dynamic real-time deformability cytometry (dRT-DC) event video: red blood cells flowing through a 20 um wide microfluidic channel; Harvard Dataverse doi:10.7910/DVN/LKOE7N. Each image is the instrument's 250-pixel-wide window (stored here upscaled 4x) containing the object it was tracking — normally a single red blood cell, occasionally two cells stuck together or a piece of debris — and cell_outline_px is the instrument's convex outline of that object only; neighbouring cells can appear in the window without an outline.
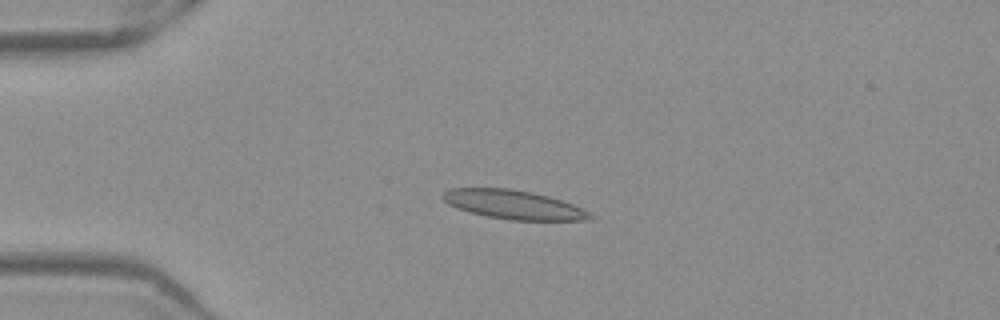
{"species": "Egyptian fruit bat (a non-hibernating species)", "species_latin": "Rousettus aegyptiacus", "temperature_condition": "warm", "stored_images_in_passage": 52, "camera_frame_rate_fps": 3000, "um_per_image_px": 0.085, "frame": {"image": 1, "passage_image": 13, "time_ms": 4.0, "image_size_px": [1000, 320], "cell_outline_px": [[596, 216], [588, 220], [508, 220], [488, 216], [456, 208], [448, 204], [440, 196], [444, 192], [452, 188], [508, 188], [532, 192], [548, 196], [584, 208]], "centroid_in_image_um": [43.67, 17.39], "position_along_channel_um": 41.3, "area_um2": 24.8}}
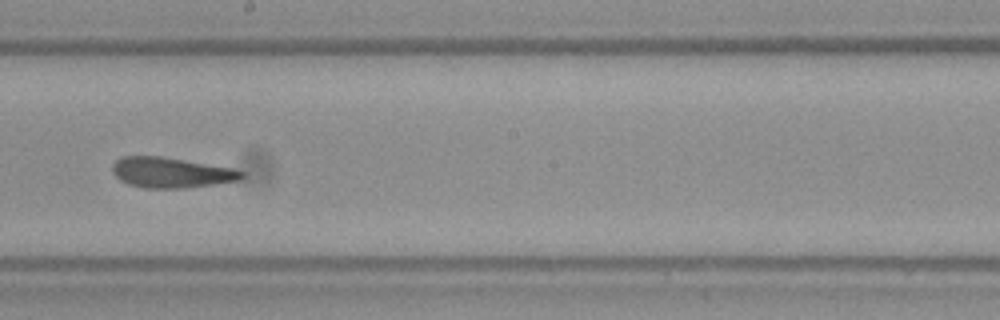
{"frame": {"image": 2, "passage_image": 30, "time_ms": 9.667, "image_size_px": [1000, 320], "cell_outline_px": [[244, 176], [240, 180], [212, 184], [180, 188], [144, 188], [128, 184], [120, 180], [112, 172], [112, 164], [120, 156], [160, 156], [232, 168], [244, 172]], "centroid_in_image_um": [14.5, 14.66], "position_along_channel_um": 233.7, "area_um2": 22.72}}
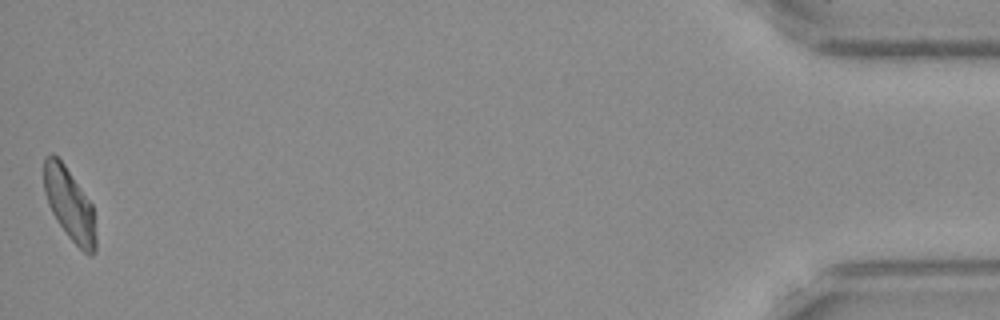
{"frame": {"image": 3, "passage_image": 52, "time_ms": 17.0, "image_size_px": [1000, 320], "cell_outline_px": [[96, 252], [92, 256], [84, 252], [68, 236], [56, 220], [48, 204], [44, 192], [44, 156], [52, 152], [64, 164], [92, 204], [96, 236]], "centroid_in_image_um": [5.9, 17.37], "position_along_channel_um": 429.3, "area_um2": 21.79}, "authors_computed_cell_mechanics": {"area_um2": 23.7269, "velocity_mm_per_s": 3.9198, "shape_relaxation_time_tau1_ms": null, "shape_relaxation_time_tau2_ms": 2.8486, "deformation_change_tau1": null, "deformation_change_tau2": 0.11}}